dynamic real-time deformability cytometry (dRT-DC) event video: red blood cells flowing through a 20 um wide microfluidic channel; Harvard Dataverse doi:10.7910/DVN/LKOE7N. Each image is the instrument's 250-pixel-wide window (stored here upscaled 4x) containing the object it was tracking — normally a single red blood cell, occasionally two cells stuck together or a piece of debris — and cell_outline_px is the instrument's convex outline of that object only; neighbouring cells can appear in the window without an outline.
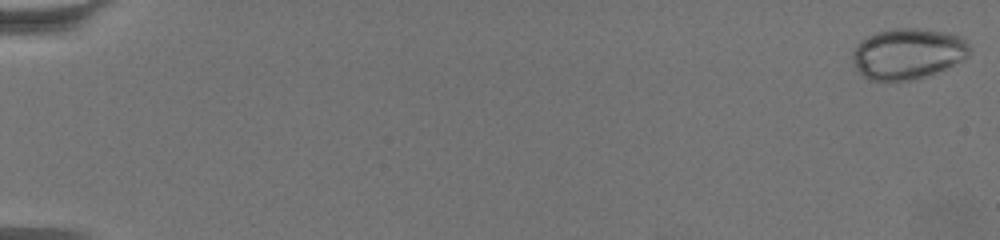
{"species": "common noctule bat (a hibernating species)", "species_latin": "Nyctalus noctula", "temperature_condition": "warm", "stored_images_in_passage": 64, "camera_frame_rate_fps": 3000, "um_per_image_px": 0.085, "animal": {"sex": "female", "body_mass_g": 19.5, "forearm_length_mm": 54.1}, "frame": {"image": 1, "passage_image": 1, "time_ms": 0.0, "image_size_px": [1000, 240], "cell_outline_px": [[972, 52], [968, 56], [928, 76], [912, 80], [872, 80], [864, 76], [856, 68], [852, 60], [852, 52], [856, 44], [860, 40], [876, 32], [896, 28], [920, 28], [948, 32], [960, 36], [972, 48]], "centroid_in_image_um": [77.16, 4.54], "position_along_channel_um": 7.8, "area_um2": 34.68}}
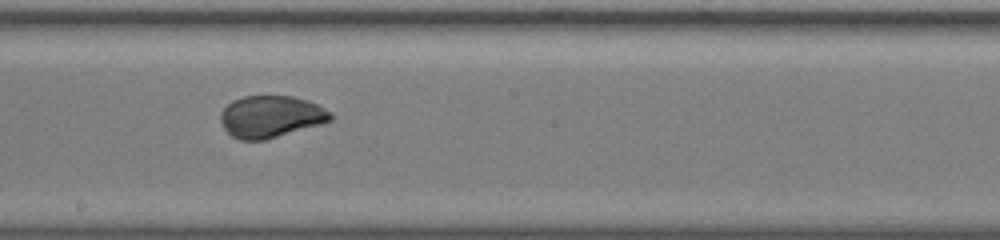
{"frame": {"image": 2, "passage_image": 38, "time_ms": 12.333, "image_size_px": [1000, 240], "cell_outline_px": [[332, 120], [320, 124], [264, 140], [240, 140], [232, 136], [224, 128], [220, 120], [220, 112], [232, 100], [244, 96], [292, 96], [308, 100], [332, 112]], "centroid_in_image_um": [23.0, 9.9], "position_along_channel_um": 225.2, "area_um2": 26.76}}
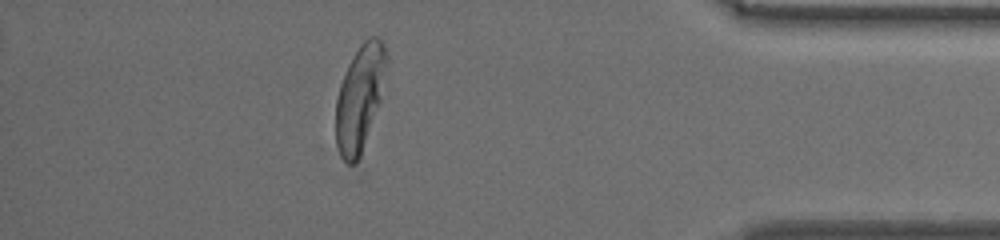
{"frame": {"image": 3, "passage_image": 57, "time_ms": 18.667, "image_size_px": [1000, 240], "cell_outline_px": [[388, 60], [380, 100], [360, 156], [352, 164], [348, 164], [340, 156], [336, 144], [336, 100], [340, 84], [348, 64], [360, 44], [368, 36], [376, 36], [384, 44], [388, 56]], "centroid_in_image_um": [30.58, 8.27], "position_along_channel_um": 404.6, "area_um2": 30.92}}